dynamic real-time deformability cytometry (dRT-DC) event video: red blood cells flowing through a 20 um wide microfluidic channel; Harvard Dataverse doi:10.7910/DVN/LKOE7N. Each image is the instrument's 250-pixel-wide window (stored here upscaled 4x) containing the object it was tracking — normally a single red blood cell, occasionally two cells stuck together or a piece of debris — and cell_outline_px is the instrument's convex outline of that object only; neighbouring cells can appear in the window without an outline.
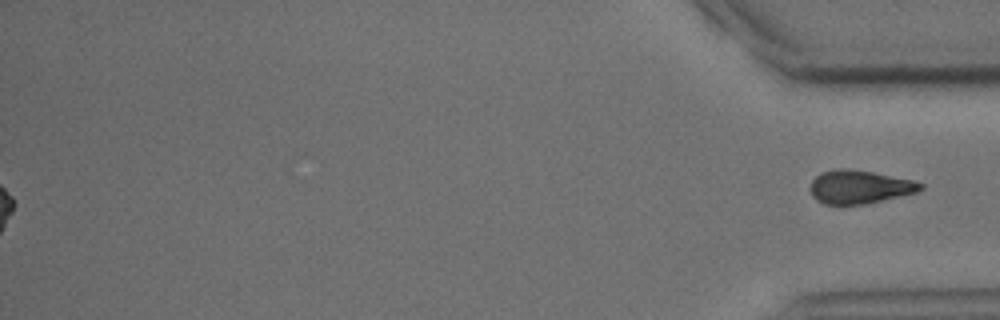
{"species": "common noctule bat (a hibernating species)", "species_latin": "Nyctalus noctula", "temperature_condition": "cold", "stored_images_in_passage": 46, "segment_of_instrument_passage": [2, 2], "camera_frame_rate_fps": 3000, "um_per_image_px": 0.085, "animal": {"sex": "male", "body_mass_g": 15.6}, "frame": {"image": 1, "passage_image": 46, "time_ms": 15.0, "image_size_px": [1000, 320], "cell_outline_px": [[924, 188], [916, 192], [900, 196], [860, 204], [824, 204], [816, 200], [812, 196], [812, 180], [820, 172], [840, 168], [852, 168], [912, 180], [924, 184]], "centroid_in_image_um": [73.05, 15.87], "position_along_channel_um": 362.2, "area_um2": 21.15}}